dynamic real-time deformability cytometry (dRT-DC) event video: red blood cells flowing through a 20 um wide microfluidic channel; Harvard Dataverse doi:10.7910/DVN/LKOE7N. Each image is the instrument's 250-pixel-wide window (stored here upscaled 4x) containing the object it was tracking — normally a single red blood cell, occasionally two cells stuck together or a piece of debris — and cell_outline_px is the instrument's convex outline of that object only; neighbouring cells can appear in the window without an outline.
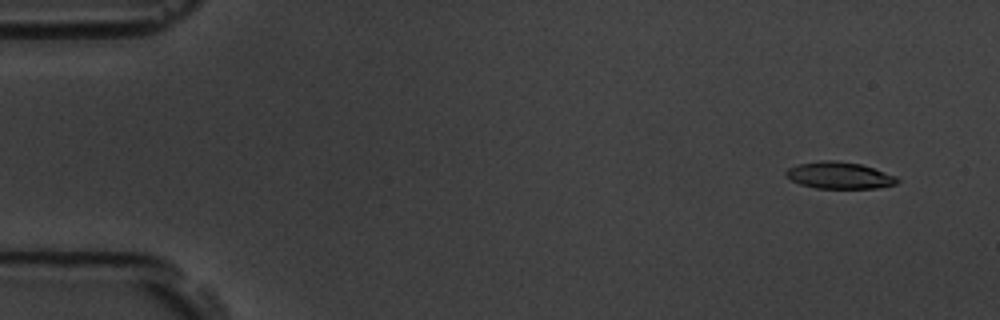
{"species": "common noctule bat (a hibernating species)", "species_latin": "Nyctalus noctula", "temperature_condition": "room temperature", "stored_images_in_passage": 9, "camera_frame_rate_fps": 3000, "um_per_image_px": 0.085, "animal": {"sex": "male", "body_mass_g": 19.5, "forearm_length_mm": 54.6}, "frame": {"image": 1, "passage_image": 2, "time_ms": 1.0, "image_size_px": [1000, 320], "cell_outline_px": [[900, 180], [896, 184], [876, 188], [816, 188], [800, 184], [784, 176], [784, 172], [788, 168], [796, 164], [820, 160], [836, 160], [860, 164], [896, 176]], "centroid_in_image_um": [71.3, 14.9], "position_along_channel_um": 13.7, "area_um2": 17.4}}
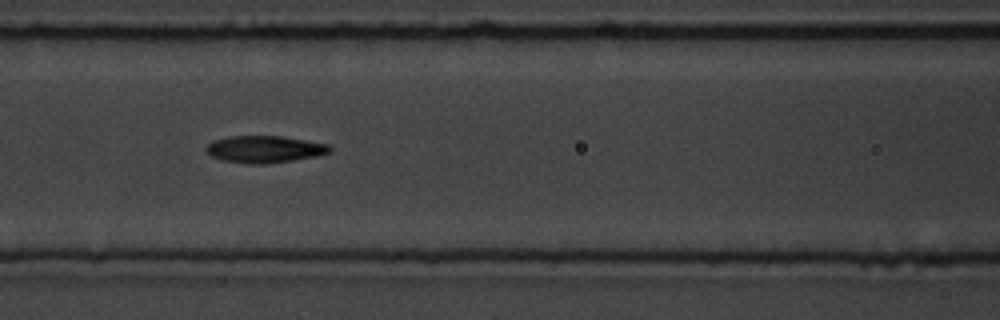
{"frame": {"image": 2, "passage_image": 8, "time_ms": 8.0, "image_size_px": [1000, 320], "cell_outline_px": [[332, 152], [316, 156], [292, 160], [264, 164], [248, 164], [224, 160], [212, 156], [204, 148], [212, 140], [228, 136], [280, 136], [328, 144], [332, 148]], "centroid_in_image_um": [22.48, 12.68], "position_along_channel_um": 144.1, "area_um2": 19.36}}
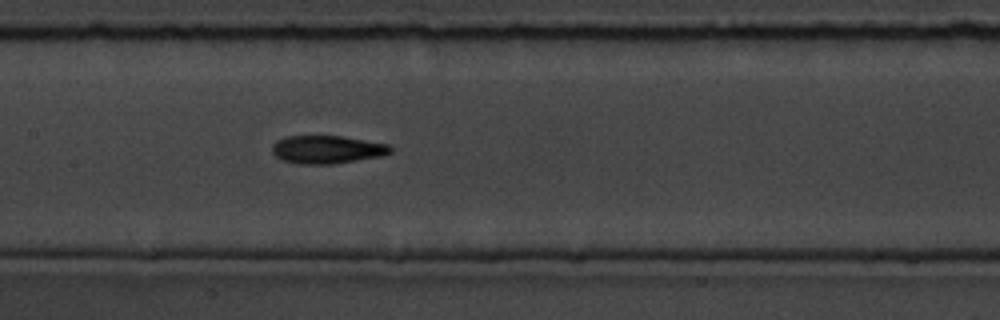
{"frame": {"image": 3, "passage_image": 9, "time_ms": 9.0, "image_size_px": [1000, 320], "cell_outline_px": [[392, 152], [380, 156], [336, 164], [300, 164], [280, 160], [272, 152], [272, 144], [276, 140], [284, 136], [344, 136], [388, 144], [392, 148]], "centroid_in_image_um": [27.77, 12.71], "position_along_channel_um": 179.6, "area_um2": 19.54}}